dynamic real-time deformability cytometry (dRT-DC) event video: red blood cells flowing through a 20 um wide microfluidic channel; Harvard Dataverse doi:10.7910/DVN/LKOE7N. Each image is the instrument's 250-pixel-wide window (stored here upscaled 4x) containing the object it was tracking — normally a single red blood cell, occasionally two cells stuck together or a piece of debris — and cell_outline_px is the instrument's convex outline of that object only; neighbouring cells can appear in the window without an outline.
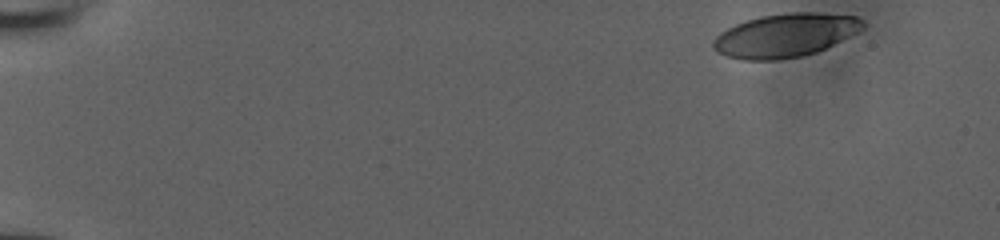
{"species": "human", "species_latin": "Homo sapiens", "temperature_condition": "room temperature", "stored_images_in_passage": 16, "camera_frame_rate_fps": 3000, "um_per_image_px": 0.085, "donor": {"sex": "male"}, "frame": {"image": 1, "passage_image": 1, "time_ms": 0.0, "image_size_px": [1000, 240], "cell_outline_px": [[864, 28], [816, 52], [800, 56], [780, 60], [744, 60], [728, 56], [716, 52], [712, 48], [712, 40], [720, 32], [736, 24], [760, 16], [788, 12], [816, 12], [856, 16], [864, 20]], "centroid_in_image_um": [66.71, 3.0], "position_along_channel_um": 18.3, "area_um2": 37.8}}
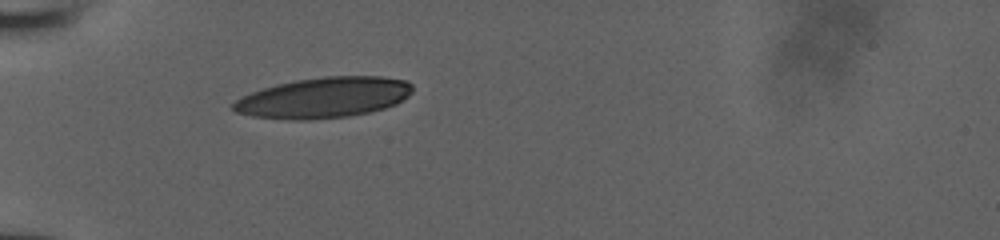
{"frame": {"image": 2, "passage_image": 14, "time_ms": 4.333, "image_size_px": [1000, 240], "cell_outline_px": [[412, 92], [408, 96], [396, 104], [384, 108], [368, 112], [348, 116], [308, 120], [292, 120], [252, 116], [236, 112], [232, 108], [232, 104], [236, 100], [252, 92], [276, 84], [296, 80], [324, 76], [380, 76], [408, 80], [412, 84]], "centroid_in_image_um": [27.54, 8.29], "position_along_channel_um": 57.5, "area_um2": 42.37}}
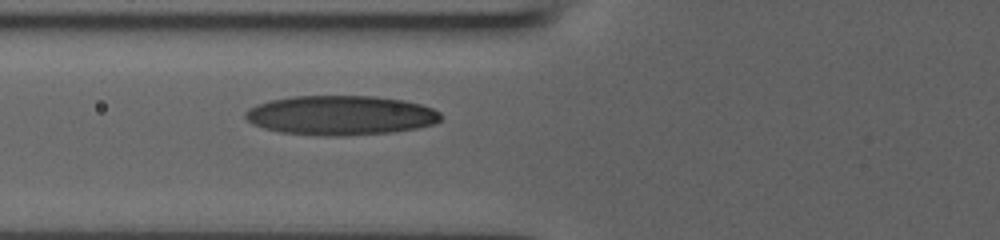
{"frame": {"image": 3, "passage_image": 16, "time_ms": 5.0, "image_size_px": [1000, 240], "cell_outline_px": [[440, 120], [432, 124], [420, 128], [392, 132], [344, 136], [324, 136], [280, 132], [264, 128], [252, 124], [244, 116], [244, 112], [248, 108], [256, 104], [272, 100], [292, 96], [372, 96], [404, 100], [420, 104], [432, 108], [440, 112]], "centroid_in_image_um": [28.94, 9.8], "position_along_channel_um": 96.9, "area_um2": 45.14}}